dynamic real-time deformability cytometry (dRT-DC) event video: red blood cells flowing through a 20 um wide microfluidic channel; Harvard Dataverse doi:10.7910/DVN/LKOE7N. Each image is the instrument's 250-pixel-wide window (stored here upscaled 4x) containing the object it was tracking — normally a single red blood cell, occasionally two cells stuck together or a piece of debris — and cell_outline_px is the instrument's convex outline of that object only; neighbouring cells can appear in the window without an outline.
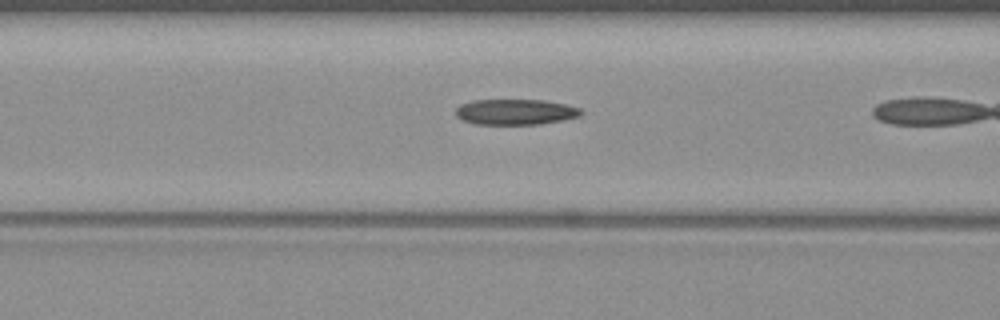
{"species": "common noctule bat (a hibernating species)", "species_latin": "Nyctalus noctula", "temperature_condition": "warm", "stored_images_in_passage": 13, "camera_frame_rate_fps": 3000, "um_per_image_px": 0.085, "animal": {"sex": "female", "body_mass_g": 19.3, "forearm_length_mm": 54.1}, "frame": {"image": 1, "passage_image": 8, "time_ms": 2.333, "image_size_px": [1000, 320], "cell_outline_px": [[584, 112], [580, 116], [540, 124], [476, 124], [464, 120], [456, 116], [456, 108], [460, 104], [472, 100], [544, 100], [564, 104], [580, 108]], "centroid_in_image_um": [43.8, 9.51], "position_along_channel_um": 122.8, "area_um2": 18.61}}
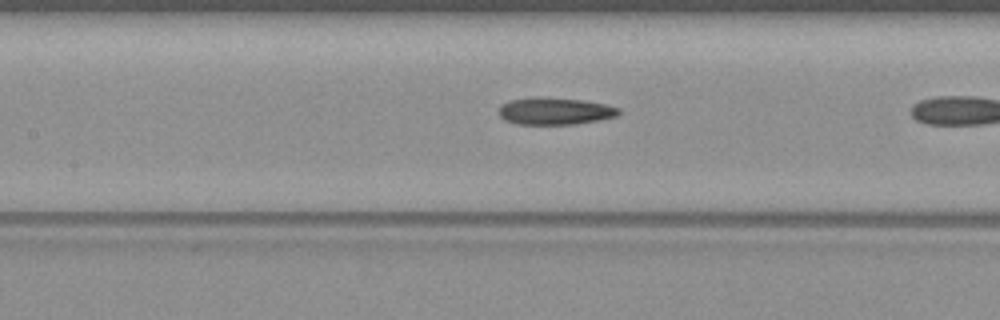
{"frame": {"image": 2, "passage_image": 11, "time_ms": 3.333, "image_size_px": [1000, 320], "cell_outline_px": [[620, 112], [616, 116], [600, 120], [576, 124], [516, 124], [504, 120], [500, 116], [500, 104], [508, 100], [536, 96], [544, 96], [584, 100], [608, 104], [620, 108]], "centroid_in_image_um": [47.17, 9.42], "position_along_channel_um": 160.2, "area_um2": 19.36}}